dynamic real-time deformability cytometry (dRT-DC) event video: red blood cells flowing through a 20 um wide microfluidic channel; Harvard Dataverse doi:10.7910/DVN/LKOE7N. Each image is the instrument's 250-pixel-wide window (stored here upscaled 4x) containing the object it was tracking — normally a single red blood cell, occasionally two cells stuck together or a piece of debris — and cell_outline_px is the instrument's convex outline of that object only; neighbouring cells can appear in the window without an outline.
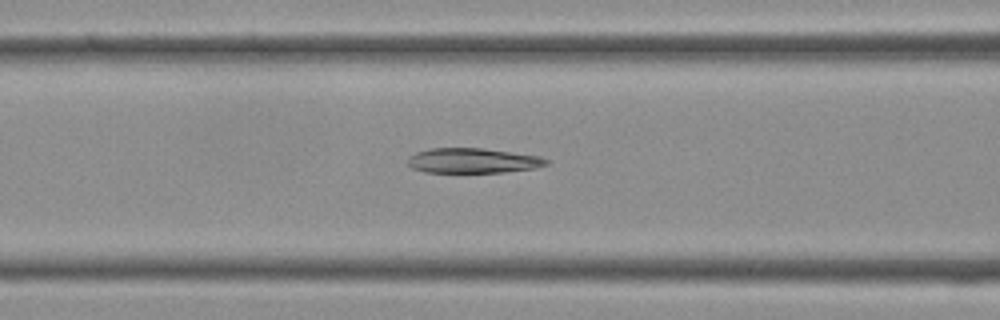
{"species": "Egyptian fruit bat (a non-hibernating species)", "species_latin": "Rousettus aegyptiacus", "temperature_condition": "cold", "stored_images_in_passage": 34, "camera_frame_rate_fps": 3000, "um_per_image_px": 0.085, "frame": {"image": 1, "passage_image": 10, "time_ms": 3.0, "image_size_px": [1000, 320], "cell_outline_px": [[548, 164], [536, 168], [504, 172], [424, 172], [412, 168], [408, 164], [408, 156], [416, 152], [432, 148], [484, 148], [540, 156], [548, 160]], "centroid_in_image_um": [40.19, 13.65], "position_along_channel_um": 126.4, "area_um2": 20.17}}
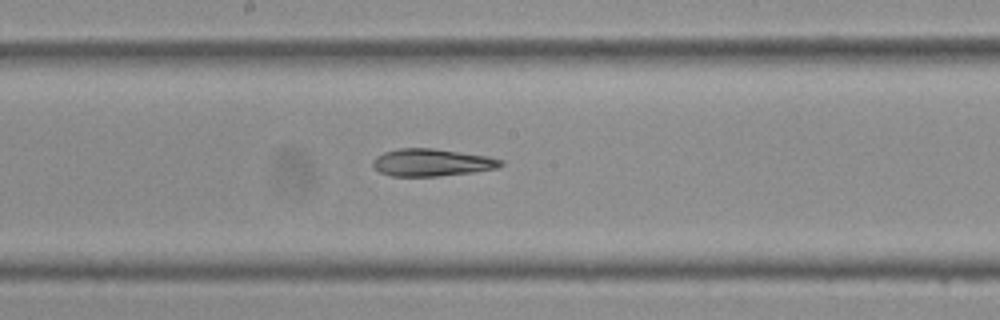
{"frame": {"image": 2, "passage_image": 15, "time_ms": 4.667, "image_size_px": [1000, 320], "cell_outline_px": [[504, 164], [496, 168], [472, 172], [436, 176], [392, 176], [380, 172], [372, 164], [372, 160], [376, 156], [384, 152], [400, 148], [432, 148], [488, 156], [504, 160]], "centroid_in_image_um": [36.7, 13.8], "position_along_channel_um": 211.5, "area_um2": 20.29}}
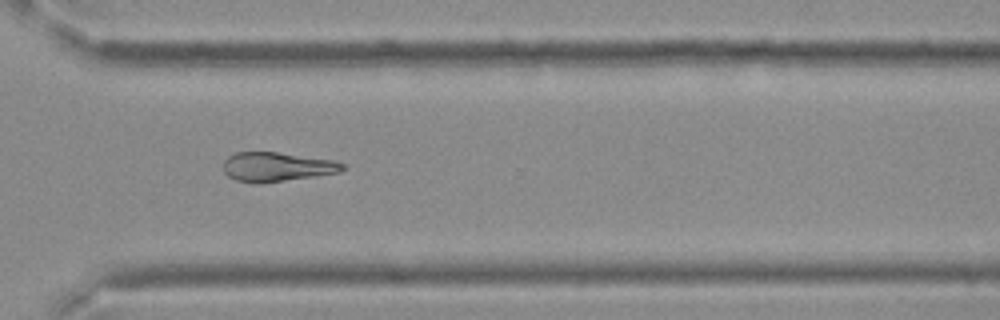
{"frame": {"image": 3, "passage_image": 23, "time_ms": 7.333, "image_size_px": [1000, 320], "cell_outline_px": [[348, 168], [340, 172], [316, 176], [256, 184], [236, 180], [228, 176], [224, 172], [224, 160], [228, 156], [236, 152], [276, 152], [336, 160], [344, 164]], "centroid_in_image_um": [23.56, 14.18], "position_along_channel_um": 347.0, "area_um2": 20.46}}